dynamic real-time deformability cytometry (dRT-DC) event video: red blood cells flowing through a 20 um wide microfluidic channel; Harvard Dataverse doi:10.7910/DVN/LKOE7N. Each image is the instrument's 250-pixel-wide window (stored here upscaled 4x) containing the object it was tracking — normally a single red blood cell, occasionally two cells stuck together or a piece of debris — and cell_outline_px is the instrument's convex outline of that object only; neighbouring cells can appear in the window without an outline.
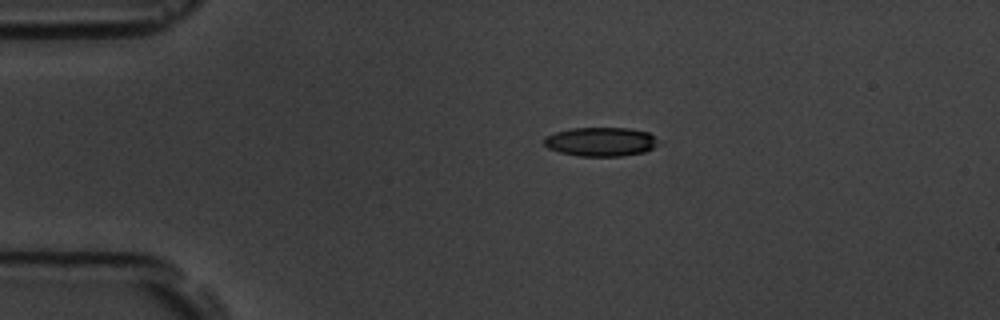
{"species": "common noctule bat (a hibernating species)", "species_latin": "Nyctalus noctula", "temperature_condition": "room temperature", "stored_images_in_passage": 5, "camera_frame_rate_fps": 3000, "um_per_image_px": 0.085, "animal": {"sex": "male", "body_mass_g": 19.5, "forearm_length_mm": 54.6}, "frame": {"image": 1, "passage_image": 1, "time_ms": 0.0, "image_size_px": [1000, 320], "cell_outline_px": [[656, 144], [652, 148], [644, 152], [620, 156], [580, 156], [560, 152], [548, 148], [544, 144], [544, 136], [556, 132], [572, 128], [628, 128], [648, 132], [656, 136]], "centroid_in_image_um": [51.04, 12.04], "position_along_channel_um": 34.0, "area_um2": 19.19}}
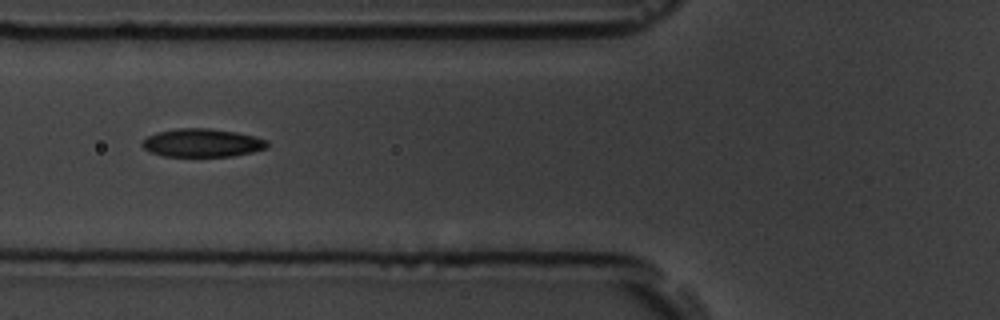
{"frame": {"image": 2, "passage_image": 4, "time_ms": 3.333, "image_size_px": [1000, 320], "cell_outline_px": [[268, 148], [252, 152], [232, 156], [164, 156], [148, 152], [140, 144], [148, 136], [156, 132], [176, 128], [208, 128], [236, 132], [256, 136], [268, 140]], "centroid_in_image_um": [17.19, 12.14], "position_along_channel_um": 108.6, "area_um2": 20.75}}
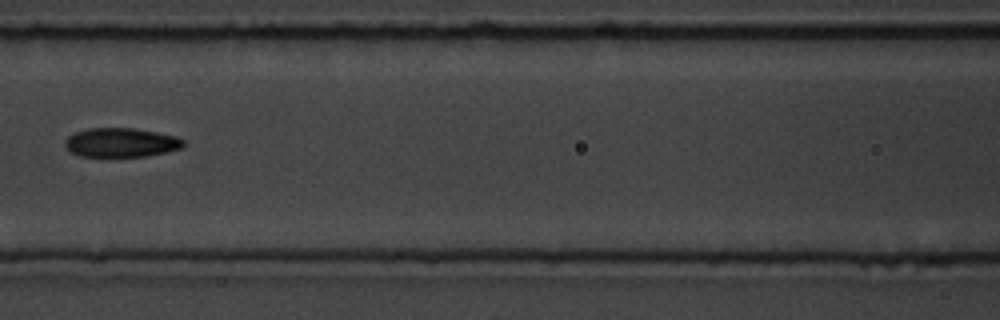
{"frame": {"image": 3, "passage_image": 5, "time_ms": 4.667, "image_size_px": [1000, 320], "cell_outline_px": [[184, 148], [148, 156], [80, 156], [72, 152], [64, 144], [64, 140], [68, 136], [76, 132], [88, 128], [132, 128], [156, 132], [176, 136], [184, 140]], "centroid_in_image_um": [10.31, 12.11], "position_along_channel_um": 156.3, "area_um2": 20.06}}